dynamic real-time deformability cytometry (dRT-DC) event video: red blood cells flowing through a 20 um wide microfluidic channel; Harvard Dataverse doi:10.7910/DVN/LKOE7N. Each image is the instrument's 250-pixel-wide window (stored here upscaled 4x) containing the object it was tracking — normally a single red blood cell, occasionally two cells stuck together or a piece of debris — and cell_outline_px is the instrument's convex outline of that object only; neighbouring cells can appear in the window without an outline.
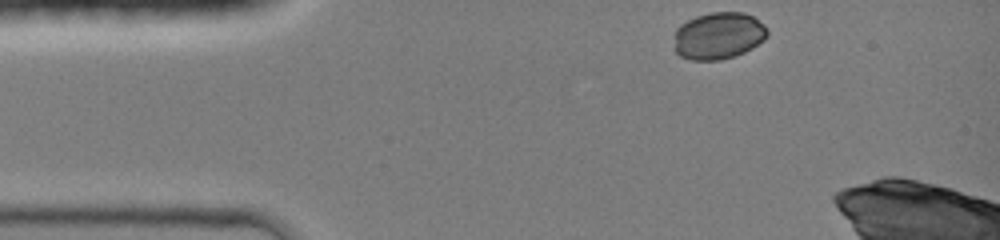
{"species": "common noctule bat (a hibernating species)", "species_latin": "Nyctalus noctula", "temperature_condition": "room temperature", "stored_images_in_passage": 34, "camera_frame_rate_fps": 3000, "um_per_image_px": 0.085, "animal": {"sex": "female", "body_mass_g": 19.0, "forearm_length_mm": 51.5}, "frame": {"image": 1, "passage_image": 1, "time_ms": 0.0, "image_size_px": [1000, 240], "cell_outline_px": [[768, 36], [764, 40], [752, 48], [744, 52], [720, 60], [692, 60], [680, 56], [676, 52], [676, 28], [680, 24], [696, 16], [712, 12], [744, 12], [752, 16], [764, 24], [768, 28]], "centroid_in_image_um": [61.1, 3.03], "position_along_channel_um": 23.9, "area_um2": 25.49}}
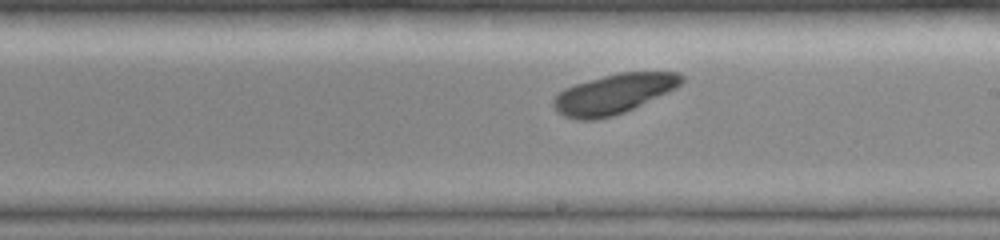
{"frame": {"image": 2, "passage_image": 20, "time_ms": 6.333, "image_size_px": [1000, 240], "cell_outline_px": [[684, 80], [676, 88], [624, 112], [612, 116], [596, 120], [576, 120], [564, 116], [556, 112], [552, 104], [552, 100], [564, 88], [576, 84], [604, 76], [620, 72], [680, 72], [684, 76]], "centroid_in_image_um": [52.14, 7.99], "position_along_channel_um": 236.9, "area_um2": 29.54}}
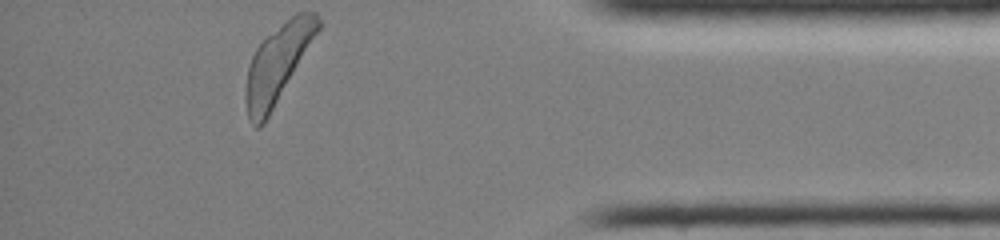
{"frame": {"image": 3, "passage_image": 34, "time_ms": 11.0, "image_size_px": [1000, 240], "cell_outline_px": [[320, 28], [264, 124], [260, 128], [256, 128], [248, 120], [244, 100], [244, 96], [248, 68], [252, 56], [256, 48], [268, 36], [296, 12], [316, 12], [320, 20]], "centroid_in_image_um": [23.57, 5.47], "position_along_channel_um": 411.6, "area_um2": 32.08}, "authors_computed_cell_mechanics": {"area_um2": 29.3913, "velocity_mm_per_s": 4.2572, "shape_relaxation_time_tau1_ms": null, "shape_relaxation_time_tau2_ms": 5.6065, "deformation_change_tau1": null, "deformation_change_tau2": 0.1669}}